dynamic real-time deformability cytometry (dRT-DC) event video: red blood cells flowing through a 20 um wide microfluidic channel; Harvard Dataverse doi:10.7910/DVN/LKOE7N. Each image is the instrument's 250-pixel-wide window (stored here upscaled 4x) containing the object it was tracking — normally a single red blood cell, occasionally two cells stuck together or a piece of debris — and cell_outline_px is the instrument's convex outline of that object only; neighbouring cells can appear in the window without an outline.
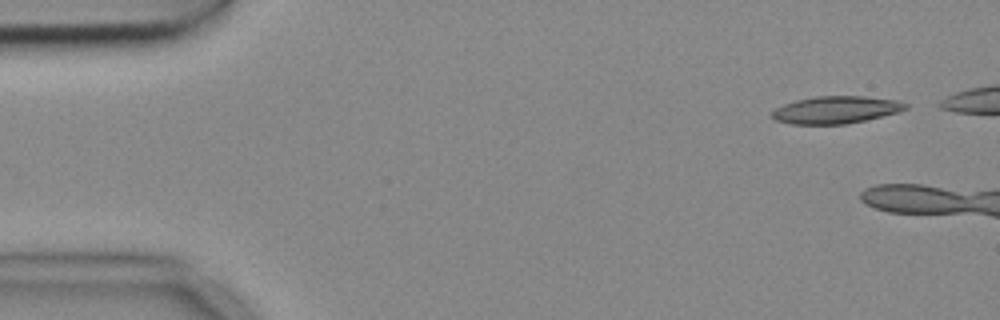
{"species": "common noctule bat (a hibernating species)", "species_latin": "Nyctalus noctula", "temperature_condition": "cold", "stored_images_in_passage": 4, "camera_frame_rate_fps": 3000, "um_per_image_px": 0.085, "animal": {"sex": "female", "body_mass_g": 18.4}, "frame": {"image": 1, "passage_image": 1, "time_ms": 0.0, "image_size_px": [1000, 320], "cell_outline_px": [[908, 108], [900, 112], [864, 120], [844, 124], [792, 124], [776, 120], [768, 116], [776, 108], [784, 104], [796, 100], [816, 96], [864, 96], [896, 100], [908, 104]], "centroid_in_image_um": [71.05, 9.33], "position_along_channel_um": 14.0, "area_um2": 21.27}}